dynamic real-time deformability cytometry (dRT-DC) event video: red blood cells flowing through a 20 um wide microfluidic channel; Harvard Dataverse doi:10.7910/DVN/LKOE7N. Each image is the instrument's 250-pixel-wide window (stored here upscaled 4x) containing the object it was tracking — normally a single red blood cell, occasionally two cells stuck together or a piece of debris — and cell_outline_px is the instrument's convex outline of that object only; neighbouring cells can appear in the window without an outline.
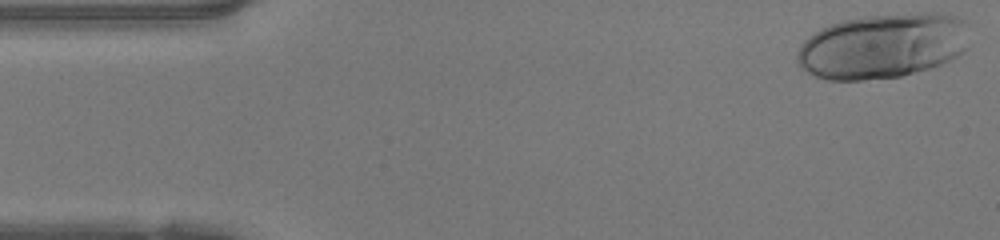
{"species": "human", "species_latin": "Homo sapiens", "temperature_condition": "warm", "stored_images_in_passage": 46, "camera_frame_rate_fps": 3000, "um_per_image_px": 0.085, "donor": {"sex": "female"}, "frame": {"image": 1, "passage_image": 1, "time_ms": 0.0, "image_size_px": [1000, 240], "cell_outline_px": [[968, 48], [964, 52], [932, 68], [900, 76], [864, 80], [828, 80], [816, 76], [800, 68], [796, 60], [796, 52], [804, 40], [808, 36], [820, 28], [844, 20], [868, 16], [928, 12], [936, 12], [956, 16], [964, 20]], "centroid_in_image_um": [75.01, 3.91], "position_along_channel_um": 10.0, "area_um2": 65.37}}
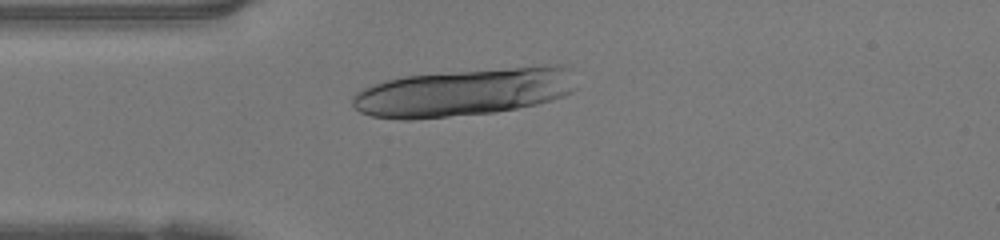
{"frame": {"image": 2, "passage_image": 11, "time_ms": 3.333, "image_size_px": [1000, 240], "cell_outline_px": [[572, 92], [564, 96], [552, 100], [536, 104], [496, 112], [412, 120], [400, 120], [372, 116], [360, 112], [352, 104], [352, 96], [356, 92], [364, 88], [388, 80], [404, 76], [556, 64], [564, 64], [572, 88]], "centroid_in_image_um": [39.36, 7.86], "position_along_channel_um": 45.6, "area_um2": 61.27}}